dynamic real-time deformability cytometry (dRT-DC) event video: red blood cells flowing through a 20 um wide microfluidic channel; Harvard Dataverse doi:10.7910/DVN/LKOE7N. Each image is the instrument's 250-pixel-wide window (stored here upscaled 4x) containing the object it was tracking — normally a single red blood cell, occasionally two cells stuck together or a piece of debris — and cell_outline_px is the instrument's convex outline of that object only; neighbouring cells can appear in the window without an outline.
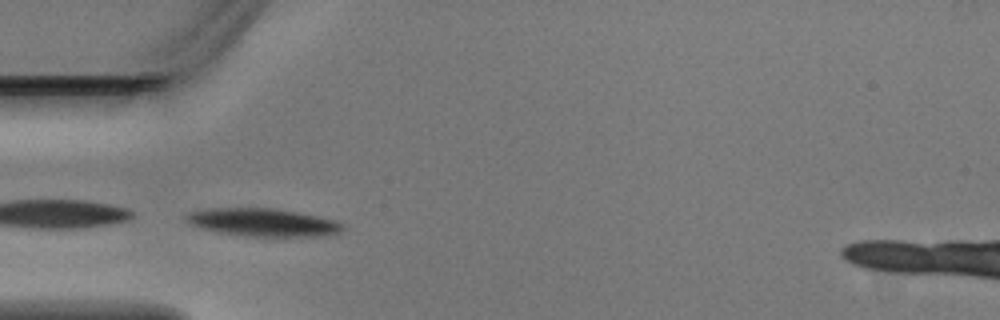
{"species": "Egyptian fruit bat (a non-hibernating species)", "species_latin": "Rousettus aegyptiacus", "temperature_condition": "warm", "stored_images_in_passage": 5, "camera_frame_rate_fps": 3000, "um_per_image_px": 0.085, "animal": {"sex": "male"}, "frame": {"image": 1, "passage_image": 3, "time_ms": 0.667, "image_size_px": [1000, 320], "cell_outline_px": [[344, 228], [340, 232], [332, 236], [248, 236], [216, 232], [200, 228], [188, 224], [184, 220], [184, 216], [188, 212], [204, 208], [276, 208], [336, 220], [344, 224]], "centroid_in_image_um": [22.31, 18.9], "position_along_channel_um": 62.7, "area_um2": 25.84}}
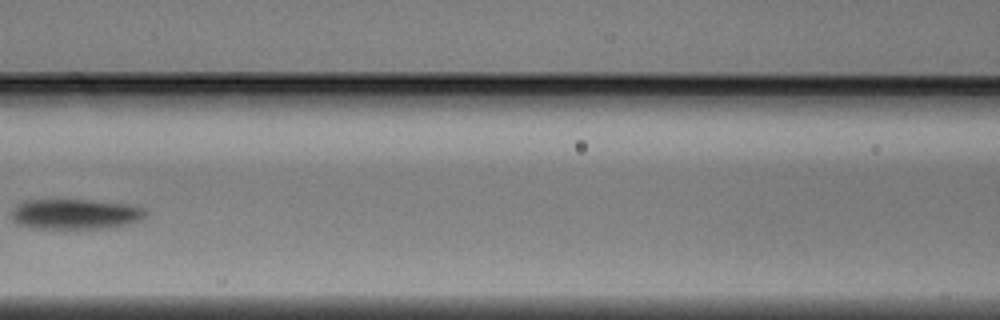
{"frame": {"image": 2, "passage_image": 5, "time_ms": 1.333, "image_size_px": [1000, 320], "cell_outline_px": [[148, 212], [140, 220], [124, 224], [100, 228], [32, 228], [20, 224], [12, 220], [12, 208], [16, 204], [24, 200], [88, 200], [132, 204], [144, 208]], "centroid_in_image_um": [6.38, 18.18], "position_along_channel_um": 160.2, "area_um2": 23.52}}